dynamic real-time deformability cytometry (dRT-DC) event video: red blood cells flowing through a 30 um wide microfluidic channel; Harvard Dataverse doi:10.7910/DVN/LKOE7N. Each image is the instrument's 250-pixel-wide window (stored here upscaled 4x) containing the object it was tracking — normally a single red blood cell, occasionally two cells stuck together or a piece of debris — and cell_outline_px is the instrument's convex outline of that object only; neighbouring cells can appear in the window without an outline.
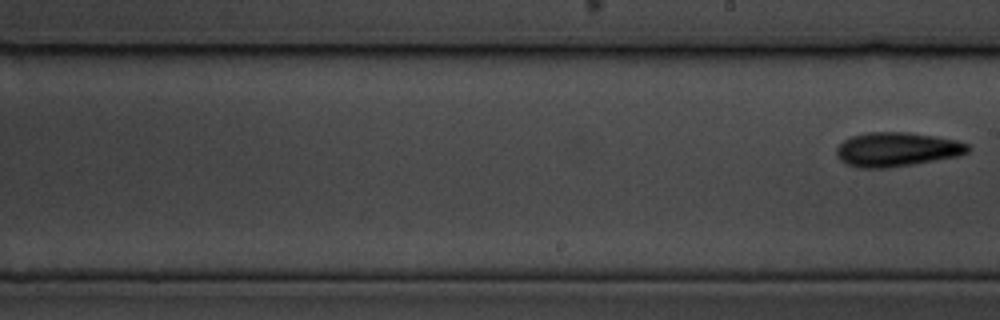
{"species": "common noctule bat (a hibernating species)", "species_latin": "Nyctalus noctula", "temperature_condition": "cold", "stored_images_in_passage": 11, "segment_of_instrument_passage": [2, 2], "camera_frame_rate_fps": 3000, "um_per_image_px": 0.085, "animal": {"sex": "male", "body_mass_g": 19.5, "forearm_length_mm": 54.6}, "frame": {"image": 1, "passage_image": 11, "time_ms": 12.333, "image_size_px": [1000, 320], "cell_outline_px": [[972, 148], [968, 152], [956, 156], [912, 164], [888, 168], [856, 168], [844, 164], [836, 156], [836, 148], [844, 140], [852, 136], [868, 132], [908, 132], [956, 140], [968, 144]], "centroid_in_image_um": [76.18, 12.71], "position_along_channel_um": 212.8, "area_um2": 26.18}}